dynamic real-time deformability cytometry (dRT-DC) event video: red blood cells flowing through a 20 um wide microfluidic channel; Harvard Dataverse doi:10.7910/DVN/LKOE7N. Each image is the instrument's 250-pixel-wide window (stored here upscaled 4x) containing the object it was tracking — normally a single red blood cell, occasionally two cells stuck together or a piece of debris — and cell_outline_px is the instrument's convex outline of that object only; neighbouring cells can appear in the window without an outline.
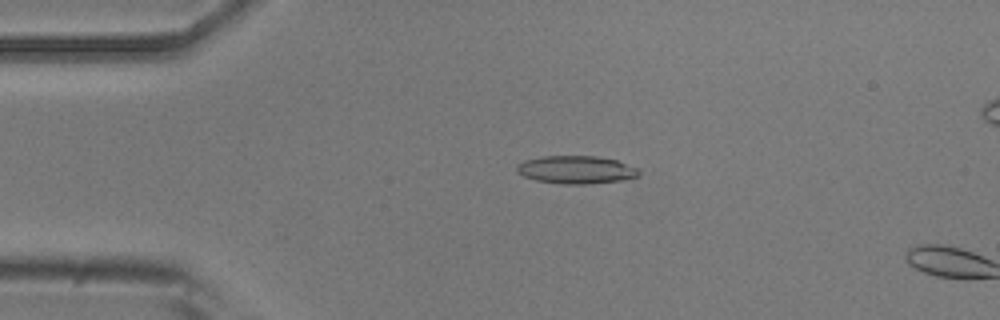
{"species": "common noctule bat (a hibernating species)", "species_latin": "Nyctalus noctula", "temperature_condition": "room temperature", "stored_images_in_passage": 13, "camera_frame_rate_fps": 3000, "um_per_image_px": 0.085, "animal": {"sex": "male", "body_mass_g": 20.5, "forearm_length_mm": 52.5}, "frame": {"image": 1, "passage_image": 11, "time_ms": 3.333, "image_size_px": [1000, 320], "cell_outline_px": [[640, 176], [632, 180], [588, 184], [560, 184], [536, 180], [524, 176], [516, 172], [516, 164], [524, 160], [544, 156], [596, 156], [616, 160], [636, 168], [640, 172]], "centroid_in_image_um": [49.0, 14.44], "position_along_channel_um": 36.0, "area_um2": 20.17}}